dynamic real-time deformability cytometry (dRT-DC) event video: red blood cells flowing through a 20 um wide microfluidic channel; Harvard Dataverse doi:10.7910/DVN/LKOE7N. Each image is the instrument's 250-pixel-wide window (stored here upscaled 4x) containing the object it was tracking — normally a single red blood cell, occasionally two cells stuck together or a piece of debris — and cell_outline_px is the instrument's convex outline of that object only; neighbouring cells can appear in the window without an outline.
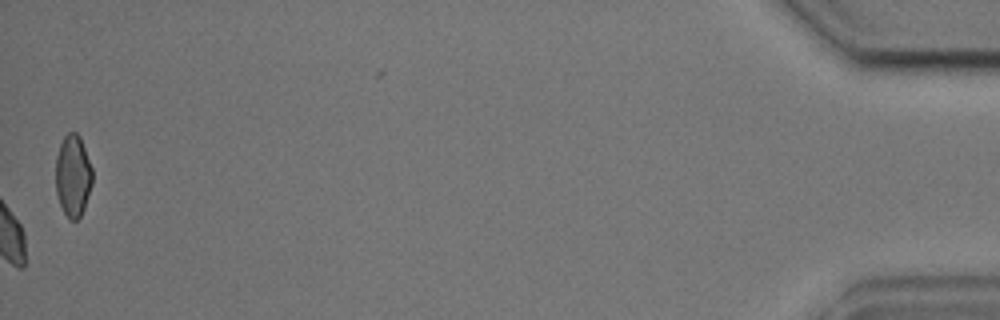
{"species": "common noctule bat (a hibernating species)", "species_latin": "Nyctalus noctula", "temperature_condition": "cold", "stored_images_in_passage": 56, "camera_frame_rate_fps": 3000, "um_per_image_px": 0.085, "animal": {"sex": "male", "body_mass_g": 17.9, "forearm_length_mm": 54.2}, "frame": {"image": 1, "passage_image": 56, "time_ms": 18.333, "image_size_px": [1000, 320], "cell_outline_px": [[92, 184], [84, 208], [80, 216], [76, 220], [68, 220], [60, 204], [56, 192], [56, 156], [60, 144], [64, 136], [68, 132], [76, 132], [80, 136], [92, 168]], "centroid_in_image_um": [6.2, 14.93], "position_along_channel_um": 429.0, "area_um2": 17.51}, "authors_computed_cell_mechanics": {"area_um2": 20.3456, "velocity_mm_per_s": 3.5906, "shape_relaxation_time_tau1_ms": 3.8094, "shape_relaxation_time_tau2_ms": 2.0643, "deformation_change_tau1": 0.0771, "deformation_change_tau2": 0.0744}}